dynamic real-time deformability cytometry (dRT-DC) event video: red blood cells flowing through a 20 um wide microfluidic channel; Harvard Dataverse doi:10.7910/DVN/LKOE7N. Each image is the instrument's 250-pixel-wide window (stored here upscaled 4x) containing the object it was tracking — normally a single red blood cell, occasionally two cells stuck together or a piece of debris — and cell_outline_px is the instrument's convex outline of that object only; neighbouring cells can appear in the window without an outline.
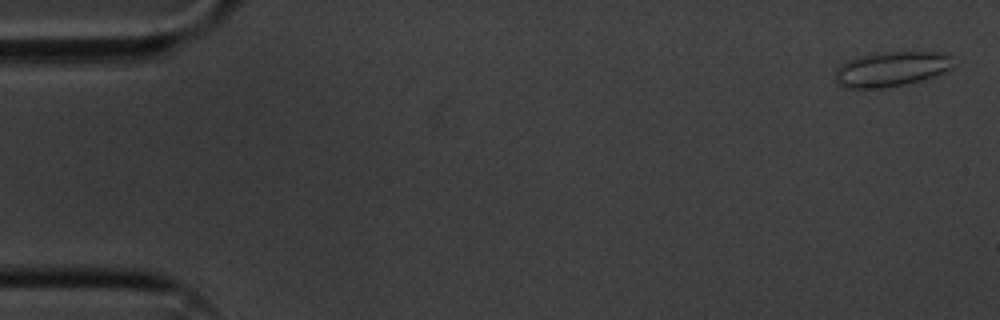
{"species": "common noctule bat (a hibernating species)", "species_latin": "Nyctalus noctula", "temperature_condition": "cold", "stored_images_in_passage": 16, "camera_frame_rate_fps": 3000, "um_per_image_px": 0.085, "animal": {"sex": "male", "body_mass_g": 20.1, "forearm_length_mm": 53.5}, "frame": {"image": 1, "passage_image": 2, "time_ms": 0.333, "image_size_px": [1000, 320], "cell_outline_px": [[952, 68], [944, 72], [908, 84], [884, 88], [844, 88], [836, 84], [836, 68], [840, 64], [856, 56], [876, 52], [940, 52], [952, 56]], "centroid_in_image_um": [75.72, 5.86], "position_along_channel_um": 9.3, "area_um2": 24.28}}
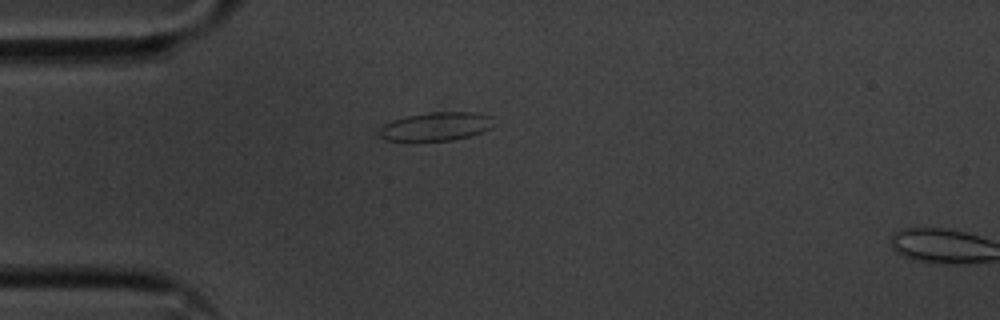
{"frame": {"image": 2, "passage_image": 15, "time_ms": 4.667, "image_size_px": [1000, 320], "cell_outline_px": [[492, 128], [472, 136], [452, 140], [384, 140], [376, 132], [384, 124], [392, 120], [408, 116], [428, 112], [476, 112], [492, 116]], "centroid_in_image_um": [37.07, 10.74], "position_along_channel_um": 47.9, "area_um2": 19.07}}